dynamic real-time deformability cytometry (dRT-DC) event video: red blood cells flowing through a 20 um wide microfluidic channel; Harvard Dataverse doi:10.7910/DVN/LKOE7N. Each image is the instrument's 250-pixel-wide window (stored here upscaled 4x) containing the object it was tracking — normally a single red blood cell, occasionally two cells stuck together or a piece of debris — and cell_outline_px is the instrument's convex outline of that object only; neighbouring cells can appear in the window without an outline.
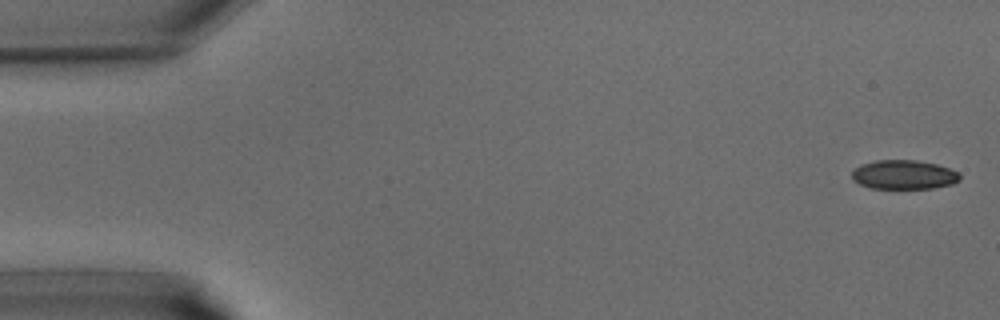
{"species": "common noctule bat (a hibernating species)", "species_latin": "Nyctalus noctula", "temperature_condition": "warm", "stored_images_in_passage": 9, "camera_frame_rate_fps": 3000, "um_per_image_px": 0.085, "animal": {"sex": "male", "body_mass_g": 15.6}, "frame": {"image": 1, "passage_image": 1, "time_ms": 0.0, "image_size_px": [1000, 320], "cell_outline_px": [[960, 180], [952, 184], [932, 188], [872, 188], [860, 184], [852, 180], [852, 172], [856, 168], [864, 164], [876, 160], [916, 160], [936, 164], [960, 172]], "centroid_in_image_um": [76.85, 14.85], "position_along_channel_um": 8.1, "area_um2": 18.21}}